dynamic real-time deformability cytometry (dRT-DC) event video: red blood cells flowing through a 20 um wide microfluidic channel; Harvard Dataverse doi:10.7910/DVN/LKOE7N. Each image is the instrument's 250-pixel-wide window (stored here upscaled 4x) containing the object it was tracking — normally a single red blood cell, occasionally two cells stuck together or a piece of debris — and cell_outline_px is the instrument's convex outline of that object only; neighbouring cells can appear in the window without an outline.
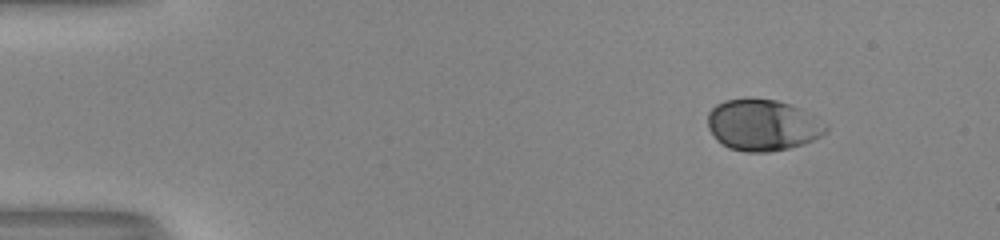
{"species": "human", "species_latin": "Homo sapiens", "temperature_condition": "room temperature", "stored_images_in_passage": 47, "camera_frame_rate_fps": 3000, "um_per_image_px": 0.085, "donor": {"sex": "male"}, "frame": {"image": 1, "passage_image": 1, "time_ms": 0.0, "image_size_px": [1000, 240], "cell_outline_px": [[828, 132], [804, 144], [788, 148], [768, 152], [744, 152], [728, 148], [716, 140], [708, 128], [708, 112], [716, 104], [724, 100], [776, 100], [788, 104], [828, 124]], "centroid_in_image_um": [64.8, 10.67], "position_along_channel_um": 20.2, "area_um2": 34.91}}
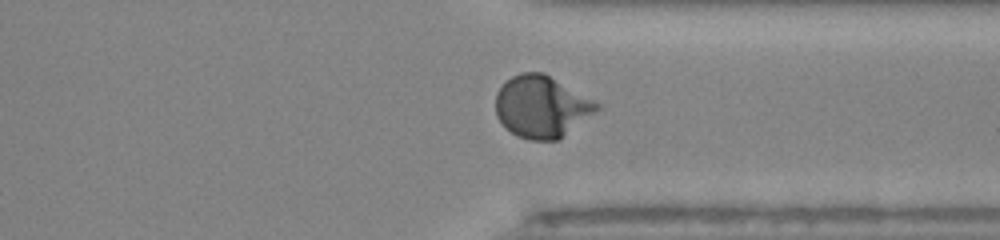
{"frame": {"image": 2, "passage_image": 35, "time_ms": 11.333, "image_size_px": [1000, 240], "cell_outline_px": [[600, 108], [560, 140], [528, 140], [516, 136], [496, 116], [496, 92], [512, 76], [524, 72], [544, 72], [600, 104]], "centroid_in_image_um": [46.04, 9.08], "position_along_channel_um": 365.4, "area_um2": 36.24}}
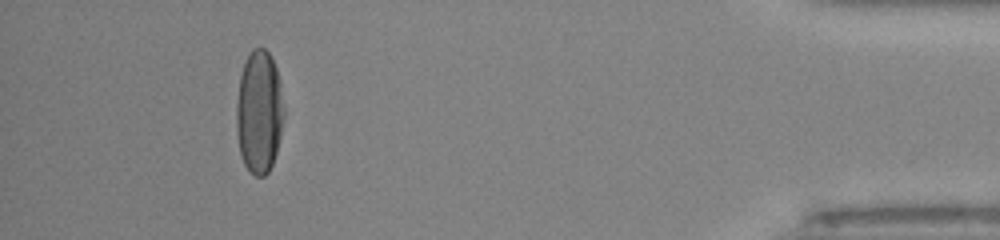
{"frame": {"image": 3, "passage_image": 43, "time_ms": 14.0, "image_size_px": [1000, 240], "cell_outline_px": [[284, 116], [280, 136], [276, 152], [272, 164], [268, 172], [264, 176], [256, 176], [244, 164], [240, 156], [236, 128], [236, 104], [240, 76], [244, 60], [248, 52], [252, 48], [264, 48], [268, 52], [276, 68], [280, 84], [284, 108]], "centroid_in_image_um": [22.01, 9.49], "position_along_channel_um": 413.2, "area_um2": 34.22}, "authors_computed_cell_mechanics": {"area_um2": 34.2176, "velocity_mm_per_s": 4.0383, "shape_relaxation_time_tau1_ms": 3.7023, "shape_relaxation_time_tau2_ms": null, "deformation_change_tau1": 0.187, "deformation_change_tau2": null}}